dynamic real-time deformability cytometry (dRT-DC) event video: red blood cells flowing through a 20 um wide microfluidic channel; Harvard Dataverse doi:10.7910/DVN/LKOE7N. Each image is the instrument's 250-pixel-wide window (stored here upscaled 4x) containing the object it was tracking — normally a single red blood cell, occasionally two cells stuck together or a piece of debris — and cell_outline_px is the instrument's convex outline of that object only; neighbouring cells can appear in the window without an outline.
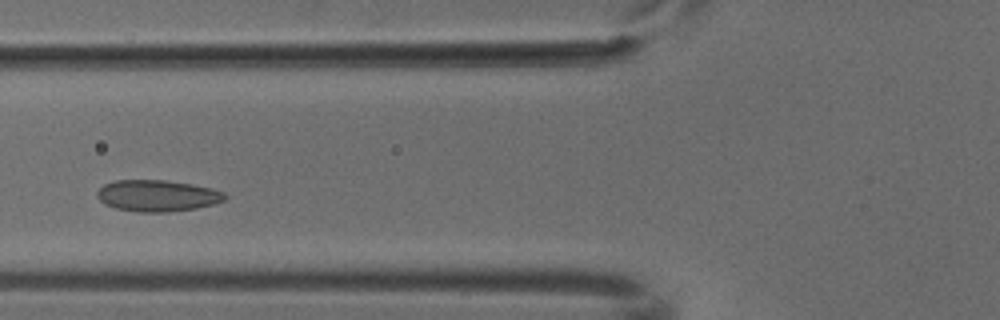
{"species": "common noctule bat (a hibernating species)", "species_latin": "Nyctalus noctula", "temperature_condition": "cold", "stored_images_in_passage": 3, "camera_frame_rate_fps": 3000, "um_per_image_px": 0.085, "animal": {"sex": "male", "body_mass_g": 18.8}, "frame": {"image": 1, "passage_image": 2, "time_ms": 0.333, "image_size_px": [1000, 320], "cell_outline_px": [[228, 196], [224, 200], [212, 204], [196, 208], [168, 212], [136, 212], [116, 208], [104, 204], [96, 196], [96, 192], [104, 184], [116, 180], [164, 180], [192, 184], [212, 188], [224, 192]], "centroid_in_image_um": [13.36, 16.63], "position_along_channel_um": 112.4, "area_um2": 23.47}}
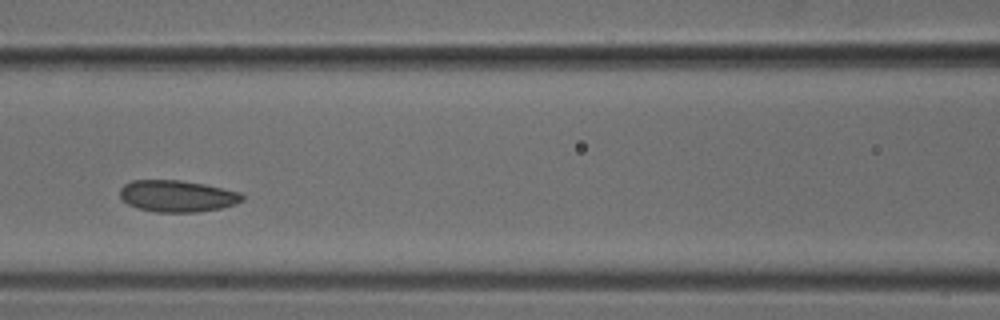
{"frame": {"image": 2, "passage_image": 3, "time_ms": 0.667, "image_size_px": [1000, 320], "cell_outline_px": [[244, 200], [236, 204], [220, 208], [196, 212], [156, 212], [136, 208], [128, 204], [120, 196], [120, 188], [124, 184], [132, 180], [180, 180], [204, 184], [240, 192], [244, 196]], "centroid_in_image_um": [15.06, 16.66], "position_along_channel_um": 151.5, "area_um2": 22.6}}